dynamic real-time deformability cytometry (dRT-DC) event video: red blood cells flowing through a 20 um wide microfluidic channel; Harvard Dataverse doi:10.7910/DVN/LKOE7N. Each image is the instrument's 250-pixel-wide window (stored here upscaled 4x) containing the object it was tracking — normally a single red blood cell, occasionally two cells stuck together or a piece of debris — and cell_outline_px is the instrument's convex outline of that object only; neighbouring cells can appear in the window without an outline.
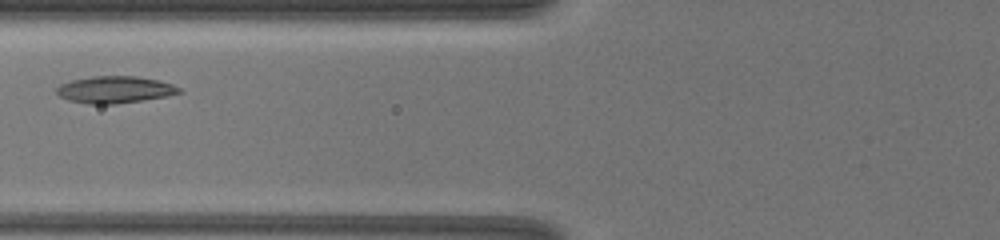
{"species": "common noctule bat (a hibernating species)", "species_latin": "Nyctalus noctula", "temperature_condition": "warm", "stored_images_in_passage": 24, "camera_frame_rate_fps": 3000, "um_per_image_px": 0.085, "animal": {"sex": "female", "body_mass_g": 19.5, "forearm_length_mm": 54.1}, "frame": {"image": 1, "passage_image": 5, "time_ms": 2.0, "image_size_px": [1000, 240], "cell_outline_px": [[184, 92], [168, 96], [116, 104], [88, 104], [68, 100], [60, 96], [56, 92], [56, 88], [60, 84], [72, 80], [92, 76], [136, 76], [160, 80], [172, 84], [180, 88]], "centroid_in_image_um": [9.78, 7.62], "position_along_channel_um": 116.0, "area_um2": 19.36}}
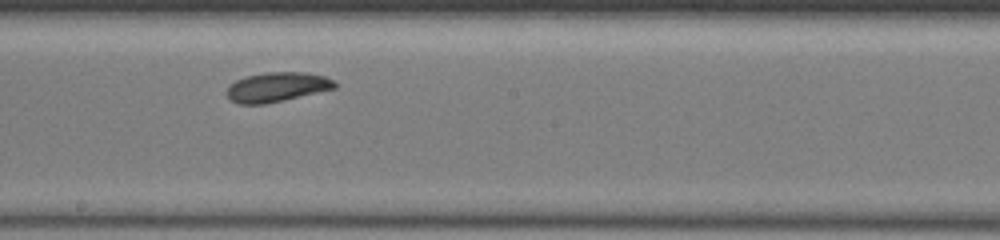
{"frame": {"image": 2, "passage_image": 10, "time_ms": 4.667, "image_size_px": [1000, 240], "cell_outline_px": [[336, 88], [264, 104], [240, 104], [232, 100], [224, 92], [228, 84], [244, 76], [264, 72], [304, 72], [324, 76], [336, 80]], "centroid_in_image_um": [23.5, 7.38], "position_along_channel_um": 224.7, "area_um2": 18.67}}
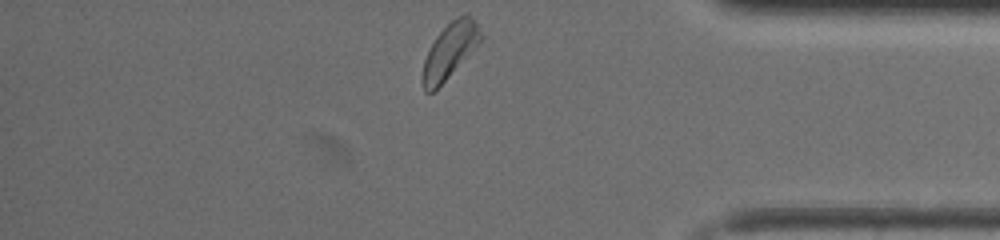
{"frame": {"image": 3, "passage_image": 24, "time_ms": 9.333, "image_size_px": [1000, 240], "cell_outline_px": [[484, 36], [448, 76], [432, 92], [424, 92], [420, 80], [424, 60], [436, 36], [452, 20], [460, 16], [472, 16]], "centroid_in_image_um": [38.19, 4.33], "position_along_channel_um": 397.0, "area_um2": 17.98}, "authors_computed_cell_mechanics": {"area_um2": 18.4671, "velocity_mm_per_s": 4.0881, "shape_relaxation_time_tau1_ms": 5.2334, "shape_relaxation_time_tau2_ms": null, "deformation_change_tau1": 0.113, "deformation_change_tau2": null}}